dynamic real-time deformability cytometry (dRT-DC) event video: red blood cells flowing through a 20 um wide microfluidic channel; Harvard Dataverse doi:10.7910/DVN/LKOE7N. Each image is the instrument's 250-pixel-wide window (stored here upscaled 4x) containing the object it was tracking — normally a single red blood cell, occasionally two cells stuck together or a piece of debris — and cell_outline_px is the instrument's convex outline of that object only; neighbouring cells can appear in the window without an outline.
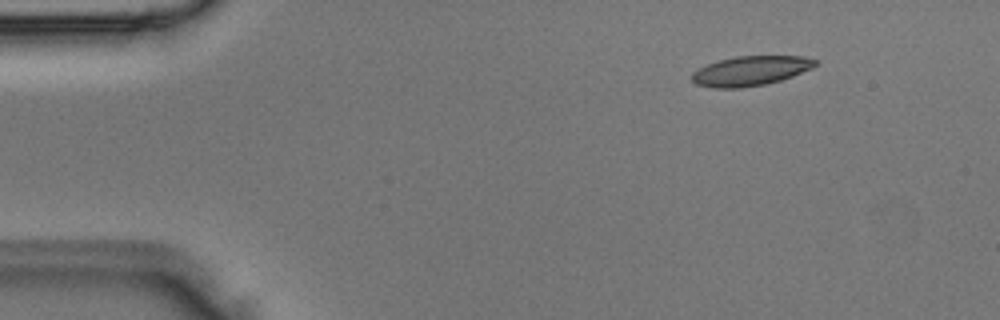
{"species": "Egyptian fruit bat (a non-hibernating species)", "species_latin": "Rousettus aegyptiacus", "temperature_condition": "room temperature", "stored_images_in_passage": 5, "camera_frame_rate_fps": 3000, "um_per_image_px": 0.085, "animal": {"sex": "male"}, "frame": {"image": 1, "passage_image": 2, "time_ms": 0.333, "image_size_px": [1000, 320], "cell_outline_px": [[816, 64], [812, 68], [792, 76], [780, 80], [764, 84], [740, 88], [712, 88], [696, 84], [692, 80], [692, 72], [716, 60], [736, 56], [804, 56], [816, 60]], "centroid_in_image_um": [63.77, 6.02], "position_along_channel_um": 21.2, "area_um2": 21.21}}
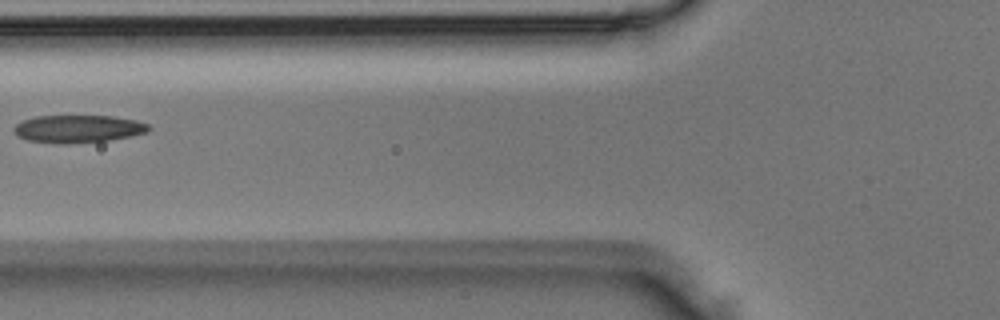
{"frame": {"image": 2, "passage_image": 5, "time_ms": 1.333, "image_size_px": [1000, 320], "cell_outline_px": [[152, 128], [148, 132], [108, 140], [68, 144], [56, 144], [28, 140], [20, 136], [12, 128], [16, 124], [24, 120], [36, 116], [112, 116], [136, 120], [148, 124]], "centroid_in_image_um": [6.65, 10.95], "position_along_channel_um": 119.1, "area_um2": 21.62}}